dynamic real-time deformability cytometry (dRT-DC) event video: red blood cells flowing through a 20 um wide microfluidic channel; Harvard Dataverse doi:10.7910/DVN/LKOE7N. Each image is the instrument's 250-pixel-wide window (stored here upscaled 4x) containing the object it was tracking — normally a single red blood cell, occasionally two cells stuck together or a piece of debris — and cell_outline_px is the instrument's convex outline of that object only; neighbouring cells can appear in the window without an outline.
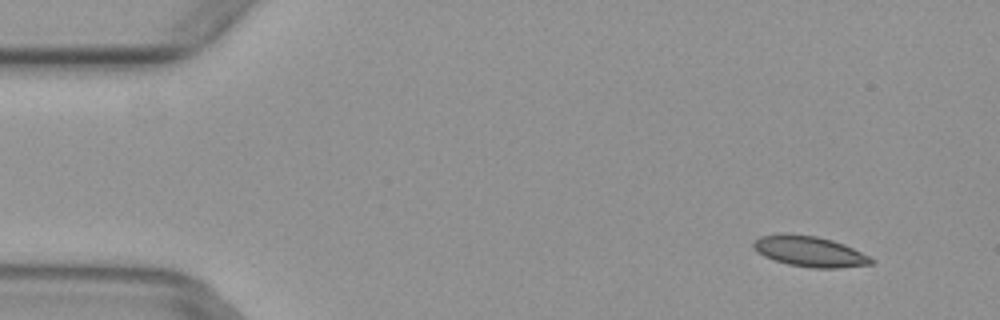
{"species": "common noctule bat (a hibernating species)", "species_latin": "Nyctalus noctula", "temperature_condition": "warm", "stored_images_in_passage": 4, "camera_frame_rate_fps": 3000, "um_per_image_px": 0.085, "animal": {"sex": "female", "body_mass_g": 29.2, "forearm_length_mm": 56.3}, "frame": {"image": 1, "passage_image": 2, "time_ms": 0.333, "image_size_px": [1000, 320], "cell_outline_px": [[872, 264], [836, 268], [812, 268], [788, 264], [764, 256], [756, 252], [752, 248], [752, 244], [760, 236], [780, 232], [784, 232], [816, 236], [832, 240], [844, 244], [868, 256], [872, 260]], "centroid_in_image_um": [68.74, 21.35], "position_along_channel_um": 16.3, "area_um2": 20.98}}